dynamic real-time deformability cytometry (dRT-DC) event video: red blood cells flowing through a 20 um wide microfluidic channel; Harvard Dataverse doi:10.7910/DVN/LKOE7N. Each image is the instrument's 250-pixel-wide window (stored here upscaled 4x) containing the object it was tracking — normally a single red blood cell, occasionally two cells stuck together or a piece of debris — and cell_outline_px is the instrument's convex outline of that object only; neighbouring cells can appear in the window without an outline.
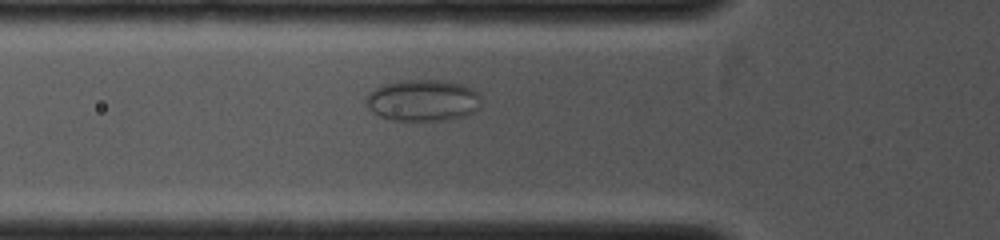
{"species": "common noctule bat (a hibernating species)", "species_latin": "Nyctalus noctula", "temperature_condition": "cold", "stored_images_in_passage": 7, "camera_frame_rate_fps": 4000, "um_per_image_px": 0.085, "animal": {"sex": "female", "body_mass_g": 19.0, "forearm_length_mm": 53.3}, "frame": {"image": 1, "passage_image": 5, "time_ms": 2.0, "image_size_px": [1000, 240], "cell_outline_px": [[480, 108], [464, 116], [444, 120], [392, 120], [380, 116], [364, 100], [368, 92], [384, 84], [400, 80], [444, 80], [464, 84], [480, 92]], "centroid_in_image_um": [35.99, 8.51], "position_along_channel_um": 89.8, "area_um2": 27.92}}
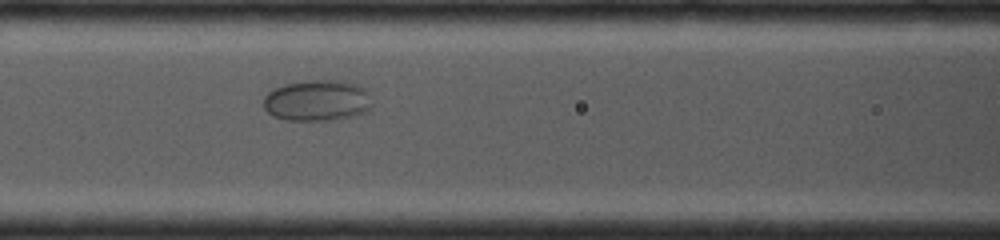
{"frame": {"image": 2, "passage_image": 7, "time_ms": 3.0, "image_size_px": [1000, 240], "cell_outline_px": [[372, 104], [368, 112], [356, 116], [340, 120], [284, 120], [272, 116], [264, 108], [264, 96], [268, 92], [284, 84], [308, 80], [332, 80], [360, 84], [364, 88]], "centroid_in_image_um": [26.98, 8.56], "position_along_channel_um": 139.6, "area_um2": 26.3}}